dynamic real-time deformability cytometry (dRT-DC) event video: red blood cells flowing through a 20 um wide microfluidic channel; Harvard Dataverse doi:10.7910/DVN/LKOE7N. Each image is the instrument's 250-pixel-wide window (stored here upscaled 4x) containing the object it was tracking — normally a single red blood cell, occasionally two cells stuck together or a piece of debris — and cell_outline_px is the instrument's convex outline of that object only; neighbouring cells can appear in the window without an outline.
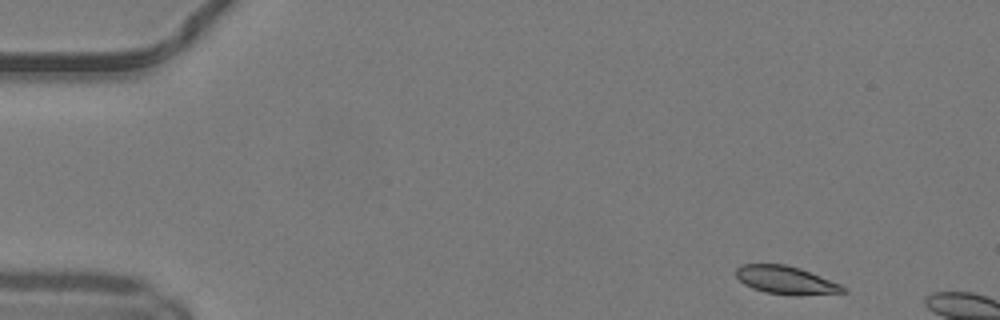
{"species": "common noctule bat (a hibernating species)", "species_latin": "Nyctalus noctula", "temperature_condition": "warm", "stored_images_in_passage": 5, "camera_frame_rate_fps": 3000, "um_per_image_px": 0.085, "animal": {"sex": "male", "body_mass_g": 19.2, "forearm_length_mm": 51.8}, "frame": {"image": 1, "passage_image": 1, "time_ms": 0.0, "image_size_px": [1000, 320], "cell_outline_px": [[848, 292], [764, 292], [752, 288], [744, 284], [736, 276], [736, 268], [740, 264], [784, 264], [800, 268], [840, 284], [848, 288]], "centroid_in_image_um": [66.71, 23.74], "position_along_channel_um": 18.3, "area_um2": 16.42}}